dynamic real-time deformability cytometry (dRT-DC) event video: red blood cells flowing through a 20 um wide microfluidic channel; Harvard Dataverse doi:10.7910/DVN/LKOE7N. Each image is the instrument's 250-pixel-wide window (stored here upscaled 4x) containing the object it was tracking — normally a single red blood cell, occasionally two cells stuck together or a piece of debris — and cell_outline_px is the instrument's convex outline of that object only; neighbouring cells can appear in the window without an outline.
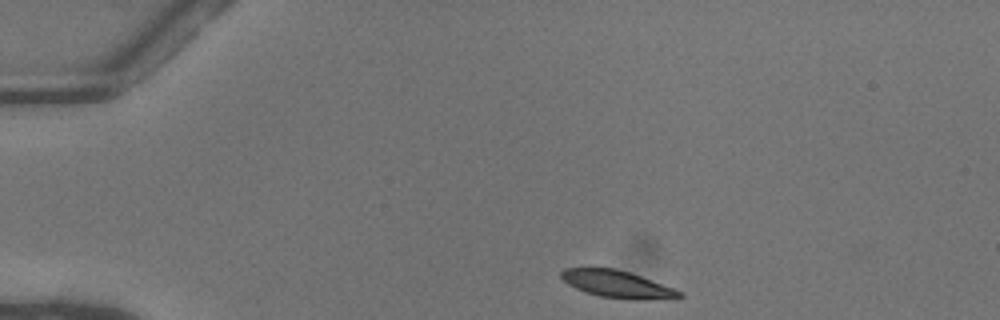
{"species": "common noctule bat (a hibernating species)", "species_latin": "Nyctalus noctula", "temperature_condition": "warm", "stored_images_in_passage": 42, "camera_frame_rate_fps": 3000, "um_per_image_px": 0.085, "animal": {"sex": "female"}, "frame": {"image": 1, "passage_image": 1, "time_ms": 0.0, "image_size_px": [1000, 320], "cell_outline_px": [[684, 296], [676, 300], [628, 300], [600, 296], [584, 292], [568, 284], [560, 276], [560, 272], [564, 268], [616, 268], [640, 276], [684, 292]], "centroid_in_image_um": [52.54, 24.19], "position_along_channel_um": 32.5, "area_um2": 19.07}}
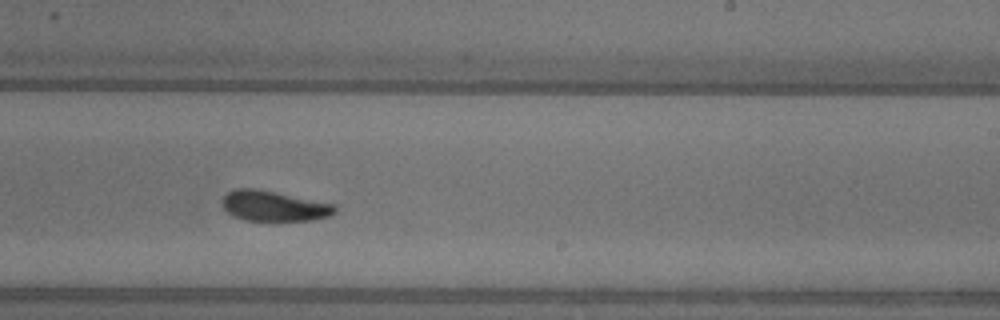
{"frame": {"image": 2, "passage_image": 23, "time_ms": 7.333, "image_size_px": [1000, 320], "cell_outline_px": [[336, 212], [328, 216], [312, 220], [244, 220], [228, 212], [224, 208], [224, 196], [228, 192], [236, 188], [256, 188], [336, 204]], "centroid_in_image_um": [23.32, 17.5], "position_along_channel_um": 265.7, "area_um2": 19.65}}
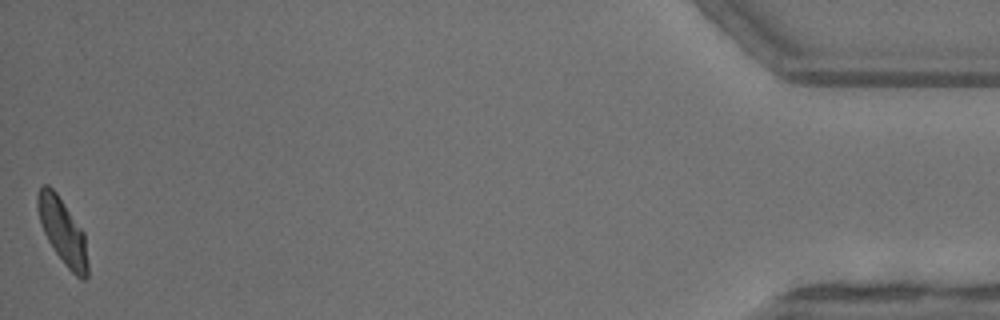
{"frame": {"image": 3, "passage_image": 42, "time_ms": 13.667, "image_size_px": [1000, 320], "cell_outline_px": [[88, 276], [84, 280], [80, 280], [68, 268], [56, 252], [48, 240], [40, 224], [36, 208], [36, 196], [40, 188], [44, 184], [48, 184], [56, 192], [84, 232], [88, 264]], "centroid_in_image_um": [5.31, 19.65], "position_along_channel_um": 429.9, "area_um2": 19.13}, "authors_computed_cell_mechanics": {"area_um2": 19.9121, "velocity_mm_per_s": 4.0524, "shape_relaxation_time_tau1_ms": 3.4966, "shape_relaxation_time_tau2_ms": 3.142, "deformation_change_tau1": 0.1683, "deformation_change_tau2": 0.0589}}